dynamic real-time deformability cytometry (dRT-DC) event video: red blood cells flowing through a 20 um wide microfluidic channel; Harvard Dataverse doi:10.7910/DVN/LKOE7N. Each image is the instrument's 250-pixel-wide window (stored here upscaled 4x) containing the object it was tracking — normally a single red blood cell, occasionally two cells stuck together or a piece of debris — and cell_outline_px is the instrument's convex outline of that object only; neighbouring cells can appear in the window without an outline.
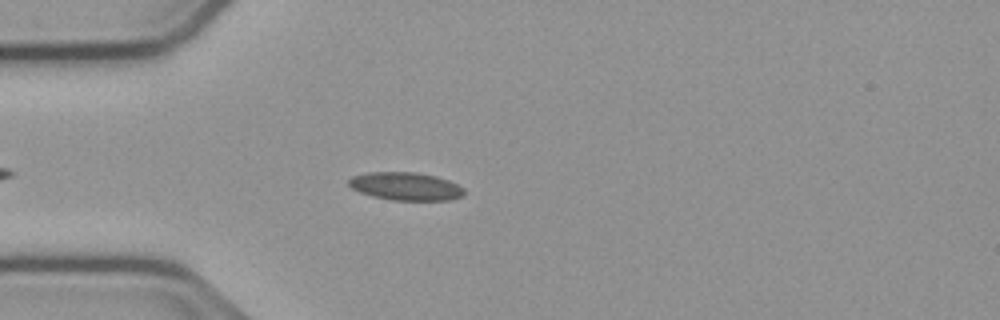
{"species": "common noctule bat (a hibernating species)", "species_latin": "Nyctalus noctula", "temperature_condition": "cold", "stored_images_in_passage": 23, "camera_frame_rate_fps": 3000, "um_per_image_px": 0.085, "animal": {"sex": "male", "body_mass_g": 23.1, "forearm_length_mm": 52.7}, "frame": {"image": 1, "passage_image": 5, "time_ms": 1.333, "image_size_px": [1000, 320], "cell_outline_px": [[464, 196], [448, 200], [392, 200], [372, 196], [360, 192], [352, 188], [348, 184], [348, 180], [352, 176], [368, 172], [416, 172], [436, 176], [448, 180], [464, 188]], "centroid_in_image_um": [34.48, 15.83], "position_along_channel_um": 50.5, "area_um2": 18.84}}
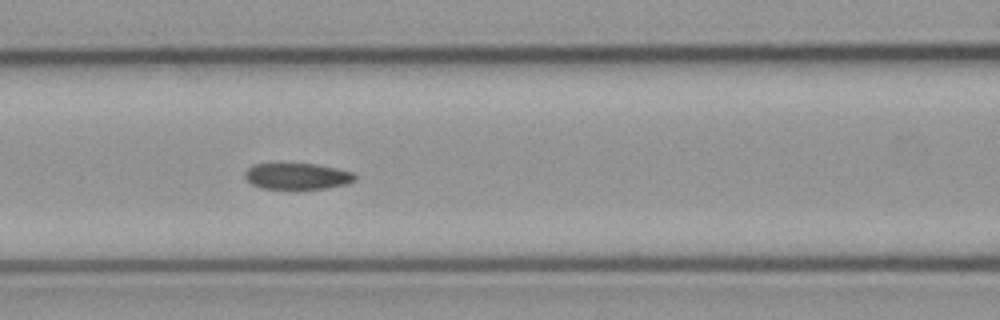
{"frame": {"image": 2, "passage_image": 13, "time_ms": 4.0, "image_size_px": [1000, 320], "cell_outline_px": [[356, 180], [348, 184], [328, 188], [296, 192], [260, 188], [252, 184], [244, 176], [244, 172], [252, 164], [316, 164], [356, 172]], "centroid_in_image_um": [25.3, 15.03], "position_along_channel_um": 141.3, "area_um2": 17.8}}
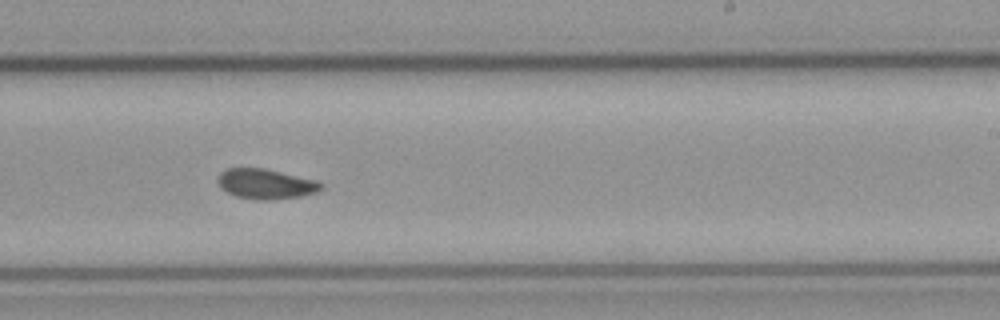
{"frame": {"image": 3, "passage_image": 23, "time_ms": 7.333, "image_size_px": [1000, 320], "cell_outline_px": [[324, 188], [316, 192], [300, 196], [272, 200], [256, 200], [236, 196], [220, 188], [216, 180], [220, 172], [228, 168], [264, 168], [316, 180], [324, 184]], "centroid_in_image_um": [22.58, 15.63], "position_along_channel_um": 266.4, "area_um2": 18.21}}